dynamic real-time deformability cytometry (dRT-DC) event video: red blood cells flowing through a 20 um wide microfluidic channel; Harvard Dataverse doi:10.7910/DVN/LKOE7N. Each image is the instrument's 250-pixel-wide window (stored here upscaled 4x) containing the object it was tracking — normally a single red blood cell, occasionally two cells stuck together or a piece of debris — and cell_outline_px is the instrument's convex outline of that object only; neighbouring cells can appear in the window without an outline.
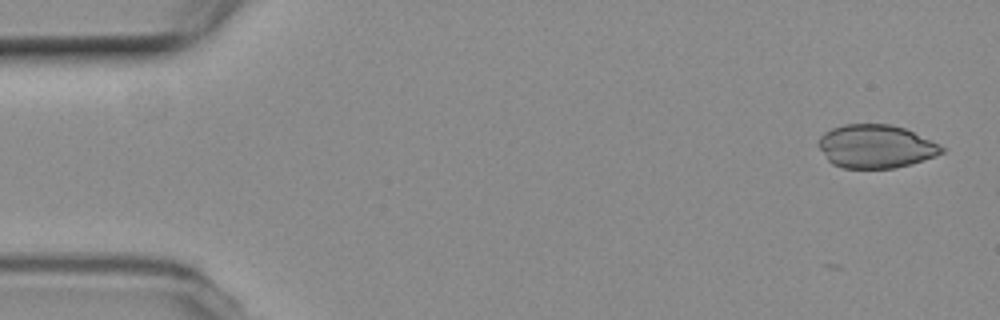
{"species": "common noctule bat (a hibernating species)", "species_latin": "Nyctalus noctula", "temperature_condition": "room temperature", "stored_images_in_passage": 9, "camera_frame_rate_fps": 3000, "um_per_image_px": 0.085, "animal": {"sex": "female", "body_mass_g": 19.3, "forearm_length_mm": 54.1}, "frame": {"image": 1, "passage_image": 2, "time_ms": 0.333, "image_size_px": [1000, 320], "cell_outline_px": [[944, 152], [936, 156], [912, 164], [896, 168], [844, 168], [832, 164], [828, 160], [816, 144], [820, 136], [824, 132], [832, 128], [844, 124], [892, 124], [904, 128], [944, 148]], "centroid_in_image_um": [74.39, 12.45], "position_along_channel_um": 10.6, "area_um2": 31.04}}